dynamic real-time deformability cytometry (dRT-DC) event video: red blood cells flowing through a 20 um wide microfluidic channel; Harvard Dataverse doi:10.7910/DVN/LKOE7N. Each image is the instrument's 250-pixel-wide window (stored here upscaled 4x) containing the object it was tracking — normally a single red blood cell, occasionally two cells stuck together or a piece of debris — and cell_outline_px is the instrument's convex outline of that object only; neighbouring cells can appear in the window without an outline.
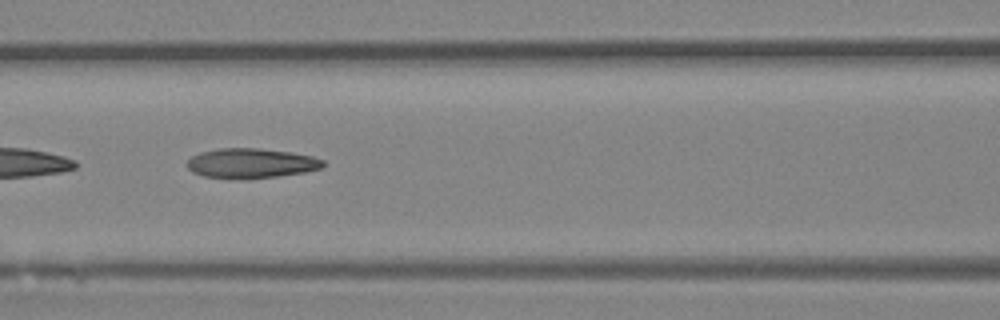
{"species": "Egyptian fruit bat (a non-hibernating species)", "species_latin": "Rousettus aegyptiacus", "temperature_condition": "room temperature", "stored_images_in_passage": 38, "camera_frame_rate_fps": 3000, "um_per_image_px": 0.085, "animal": {"sex": "female"}, "frame": {"image": 1, "passage_image": 12, "time_ms": 3.667, "image_size_px": [1000, 320], "cell_outline_px": [[324, 164], [320, 168], [304, 172], [248, 180], [240, 180], [204, 176], [192, 172], [188, 168], [188, 160], [192, 156], [200, 152], [220, 148], [260, 148], [292, 152], [312, 156], [324, 160]], "centroid_in_image_um": [21.33, 13.88], "position_along_channel_um": 145.3, "area_um2": 23.81}, "authors_computed_cell_mechanics": {"area_um2": 23.3512, "velocity_mm_per_s": 4.314, "shape_relaxation_time_tau1_ms": 9.6124, "shape_relaxation_time_tau2_ms": 3.5523, "deformation_change_tau1": 0.2351, "deformation_change_tau2": 0.1435}}